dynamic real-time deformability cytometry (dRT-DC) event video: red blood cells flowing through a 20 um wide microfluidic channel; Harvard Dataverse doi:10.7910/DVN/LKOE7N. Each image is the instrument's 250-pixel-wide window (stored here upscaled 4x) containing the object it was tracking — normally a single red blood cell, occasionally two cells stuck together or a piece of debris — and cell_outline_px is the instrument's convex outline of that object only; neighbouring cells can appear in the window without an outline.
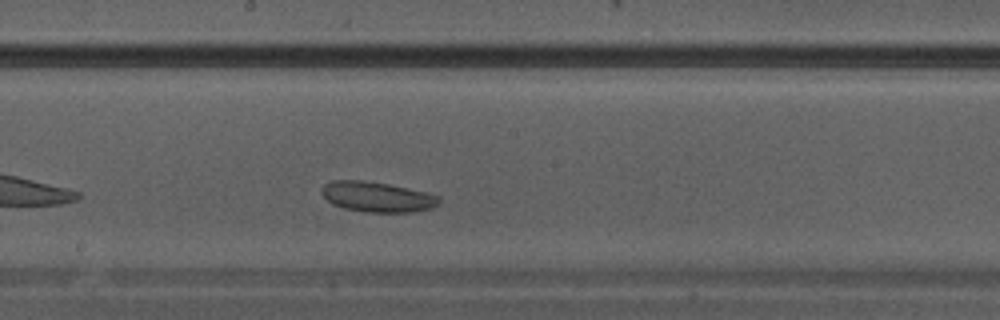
{"species": "Egyptian fruit bat (a non-hibernating species)", "species_latin": "Rousettus aegyptiacus", "temperature_condition": "warm", "stored_images_in_passage": 12, "camera_frame_rate_fps": 3000, "um_per_image_px": 0.085, "animal": {"sex": "male"}, "frame": {"image": 1, "passage_image": 10, "time_ms": 3.0, "image_size_px": [1000, 320], "cell_outline_px": [[440, 200], [432, 208], [416, 212], [368, 212], [344, 208], [332, 204], [320, 192], [320, 188], [324, 184], [332, 180], [360, 180], [388, 184], [428, 192], [440, 196]], "centroid_in_image_um": [32.05, 16.73], "position_along_channel_um": 216.1, "area_um2": 20.75}}
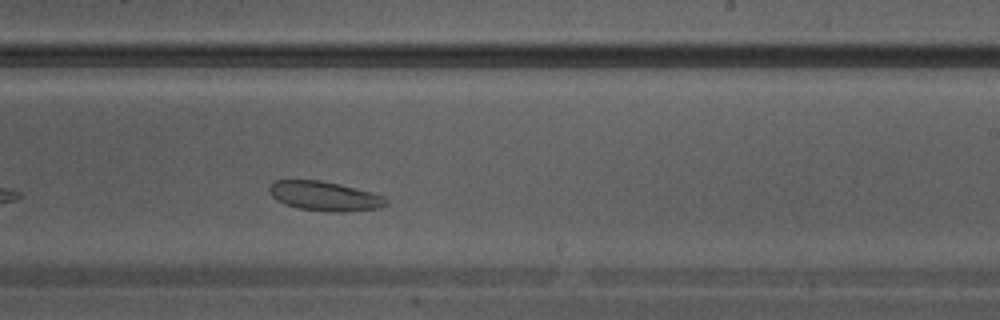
{"frame": {"image": 2, "passage_image": 12, "time_ms": 3.667, "image_size_px": [1000, 320], "cell_outline_px": [[388, 204], [380, 208], [348, 212], [328, 212], [296, 208], [284, 204], [276, 200], [268, 192], [268, 188], [272, 180], [320, 180], [340, 184], [372, 192], [384, 196], [388, 200]], "centroid_in_image_um": [27.58, 16.67], "position_along_channel_um": 261.4, "area_um2": 20.46}}